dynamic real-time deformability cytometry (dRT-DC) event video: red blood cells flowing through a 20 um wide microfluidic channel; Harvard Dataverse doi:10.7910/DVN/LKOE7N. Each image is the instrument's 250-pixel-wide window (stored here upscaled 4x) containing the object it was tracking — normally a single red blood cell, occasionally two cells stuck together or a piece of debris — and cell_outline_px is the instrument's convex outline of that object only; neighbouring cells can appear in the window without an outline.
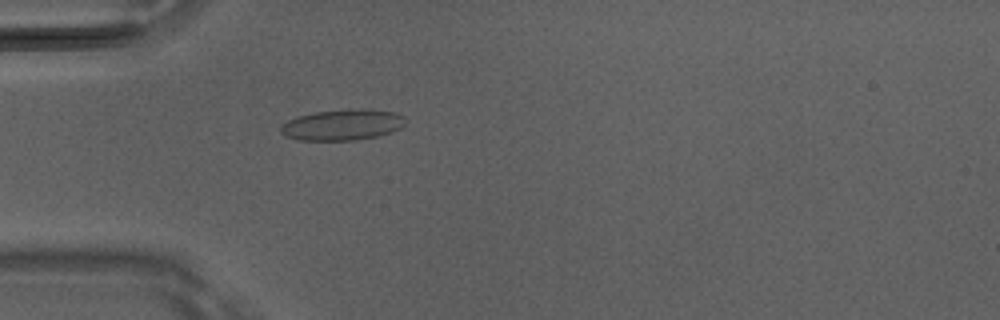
{"species": "Egyptian fruit bat (a non-hibernating species)", "species_latin": "Rousettus aegyptiacus", "temperature_condition": "room temperature", "stored_images_in_passage": 50, "camera_frame_rate_fps": 3000, "um_per_image_px": 0.085, "animal": {"sex": "male"}, "frame": {"image": 1, "passage_image": 15, "time_ms": 4.667, "image_size_px": [1000, 320], "cell_outline_px": [[408, 120], [400, 128], [392, 132], [376, 136], [356, 140], [300, 140], [288, 136], [280, 132], [280, 124], [288, 120], [312, 112], [360, 108], [396, 112], [404, 116]], "centroid_in_image_um": [29.14, 10.6], "position_along_channel_um": 55.9, "area_um2": 22.54}}
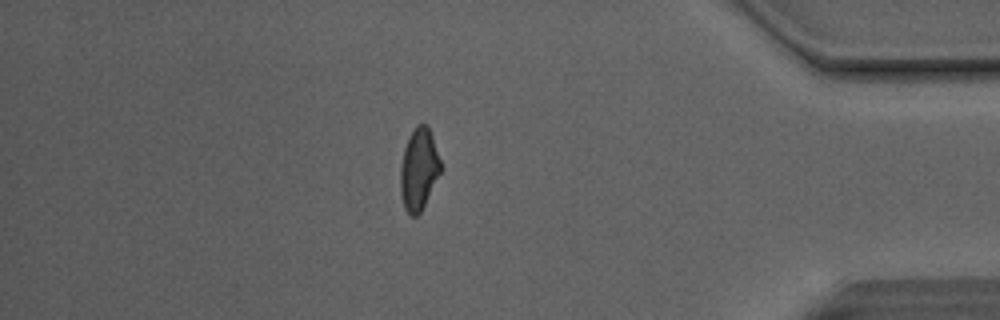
{"frame": {"image": 2, "passage_image": 43, "time_ms": 14.0, "image_size_px": [1000, 320], "cell_outline_px": [[440, 172], [420, 212], [416, 216], [412, 216], [404, 208], [400, 192], [400, 168], [404, 148], [408, 136], [416, 124], [428, 124], [440, 160]], "centroid_in_image_um": [35.57, 14.34], "position_along_channel_um": 399.6, "area_um2": 18.96}}
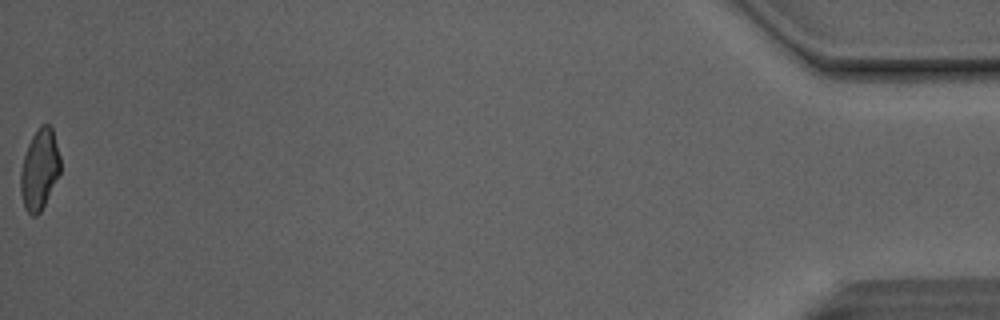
{"frame": {"image": 3, "passage_image": 50, "time_ms": 16.333, "image_size_px": [1000, 320], "cell_outline_px": [[60, 172], [40, 212], [36, 216], [32, 216], [24, 208], [20, 192], [20, 172], [24, 156], [28, 144], [32, 136], [40, 124], [48, 124], [52, 128], [60, 156]], "centroid_in_image_um": [3.34, 14.39], "position_along_channel_um": 431.9, "area_um2": 18.55}, "authors_computed_cell_mechanics": {"area_um2": 20.0277, "velocity_mm_per_s": 4.1419, "shape_relaxation_time_tau1_ms": 5.2001, "shape_relaxation_time_tau2_ms": 1.3963, "deformation_change_tau1": 0.1273, "deformation_change_tau2": 0.0659}}